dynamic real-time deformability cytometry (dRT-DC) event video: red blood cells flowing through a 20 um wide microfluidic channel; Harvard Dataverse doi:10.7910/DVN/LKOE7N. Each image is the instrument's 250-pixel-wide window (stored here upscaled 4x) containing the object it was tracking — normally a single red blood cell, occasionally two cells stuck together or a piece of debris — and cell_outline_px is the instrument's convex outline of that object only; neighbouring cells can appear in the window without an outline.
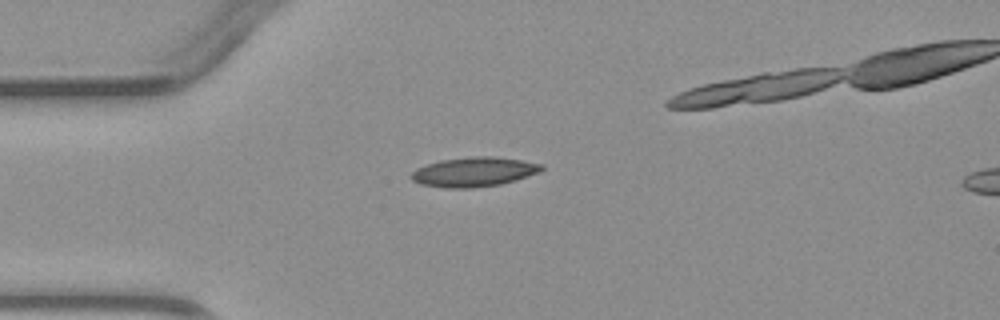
{"species": "common noctule bat (a hibernating species)", "species_latin": "Nyctalus noctula", "temperature_condition": "warm", "stored_images_in_passage": 2, "camera_frame_rate_fps": 3000, "um_per_image_px": 0.085, "animal": {"sex": "male", "body_mass_g": 23.1, "forearm_length_mm": 52.7}, "frame": {"image": 1, "passage_image": 1, "time_ms": 0.0, "image_size_px": [1000, 320], "cell_outline_px": [[544, 168], [540, 172], [516, 180], [500, 184], [476, 188], [444, 188], [420, 184], [412, 180], [408, 176], [416, 168], [440, 160], [472, 156], [496, 156], [544, 164]], "centroid_in_image_um": [40.28, 14.61], "position_along_channel_um": 44.7, "area_um2": 22.66}}